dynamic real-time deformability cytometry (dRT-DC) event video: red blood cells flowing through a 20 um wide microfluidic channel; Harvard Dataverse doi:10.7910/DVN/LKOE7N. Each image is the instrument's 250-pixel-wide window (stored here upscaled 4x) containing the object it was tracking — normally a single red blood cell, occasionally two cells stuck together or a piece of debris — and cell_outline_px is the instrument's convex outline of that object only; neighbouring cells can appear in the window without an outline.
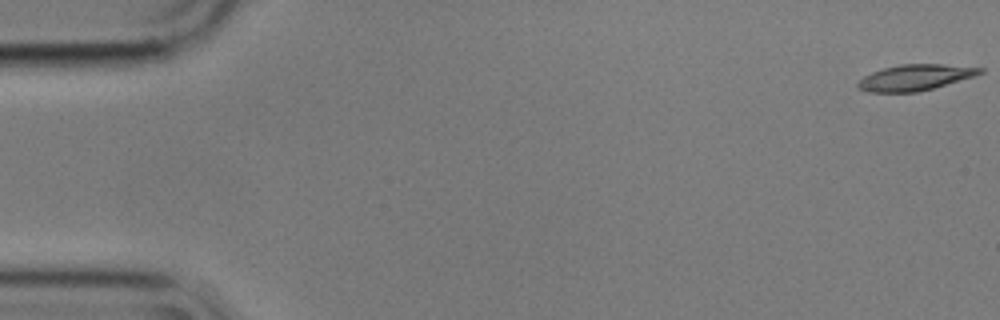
{"species": "common noctule bat (a hibernating species)", "species_latin": "Nyctalus noctula", "temperature_condition": "cold", "stored_images_in_passage": 56, "camera_frame_rate_fps": 3000, "um_per_image_px": 0.085, "animal": {"sex": "male", "body_mass_g": 17.9}, "frame": {"image": 1, "passage_image": 1, "time_ms": 0.0, "image_size_px": [1000, 320], "cell_outline_px": [[984, 72], [976, 76], [932, 88], [916, 92], [868, 92], [856, 88], [856, 84], [864, 76], [872, 72], [884, 68], [900, 64], [940, 64], [984, 68]], "centroid_in_image_um": [77.78, 6.58], "position_along_channel_um": 7.2, "area_um2": 18.38}}
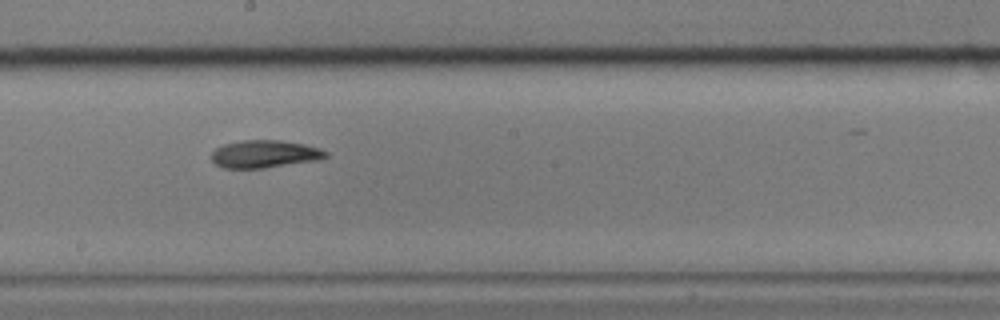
{"frame": {"image": 2, "passage_image": 31, "time_ms": 10.0, "image_size_px": [1000, 320], "cell_outline_px": [[328, 156], [320, 160], [264, 168], [224, 168], [216, 164], [212, 160], [212, 152], [216, 148], [224, 144], [244, 140], [280, 140], [304, 144], [320, 148], [328, 152]], "centroid_in_image_um": [22.53, 13.09], "position_along_channel_um": 225.7, "area_um2": 18.44}}
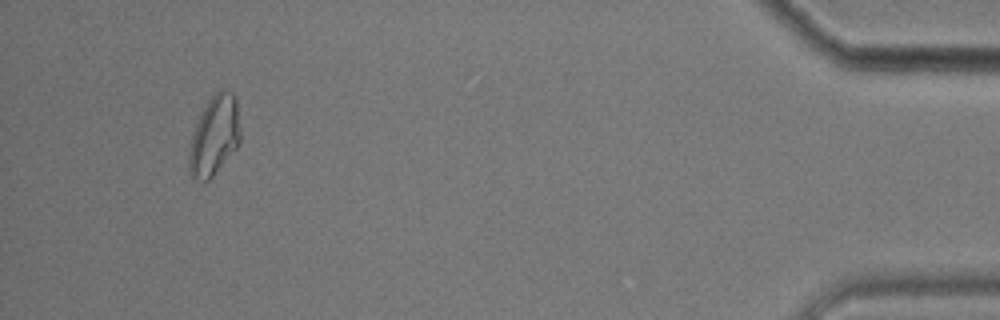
{"frame": {"image": 3, "passage_image": 53, "time_ms": 17.333, "image_size_px": [1000, 320], "cell_outline_px": [[240, 144], [212, 176], [208, 180], [204, 180], [192, 176], [188, 172], [188, 156], [192, 136], [200, 112], [208, 100], [220, 88], [224, 88], [232, 92], [236, 100], [240, 132]], "centroid_in_image_um": [18.22, 11.5], "position_along_channel_um": 417.0, "area_um2": 23.64}, "authors_computed_cell_mechanics": {"area_um2": 18.6405, "velocity_mm_per_s": 3.5527, "shape_relaxation_time_tau1_ms": 5.9133, "shape_relaxation_time_tau2_ms": 7.6493, "deformation_change_tau1": 0.1514, "deformation_change_tau2": 0.1448}}